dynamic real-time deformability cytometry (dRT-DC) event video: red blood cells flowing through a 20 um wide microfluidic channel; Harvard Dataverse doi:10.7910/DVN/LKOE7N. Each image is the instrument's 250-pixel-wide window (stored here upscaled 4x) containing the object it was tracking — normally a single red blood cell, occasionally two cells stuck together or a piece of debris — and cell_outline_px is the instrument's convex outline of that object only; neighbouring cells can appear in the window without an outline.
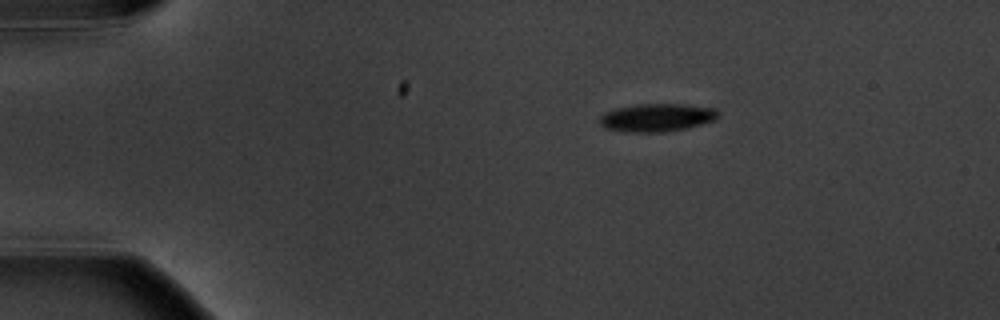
{"species": "common noctule bat (a hibernating species)", "species_latin": "Nyctalus noctula", "temperature_condition": "warm", "stored_images_in_passage": 4, "camera_frame_rate_fps": 3000, "um_per_image_px": 0.085, "animal": {"sex": "male", "body_mass_g": 20.1, "forearm_length_mm": 53.5}, "frame": {"image": 1, "passage_image": 1, "time_ms": 0.0, "image_size_px": [1000, 320], "cell_outline_px": [[716, 120], [684, 128], [664, 132], [628, 132], [608, 128], [600, 124], [600, 116], [604, 112], [616, 108], [636, 104], [684, 104], [716, 108]], "centroid_in_image_um": [55.81, 9.98], "position_along_channel_um": 29.2, "area_um2": 19.13}}
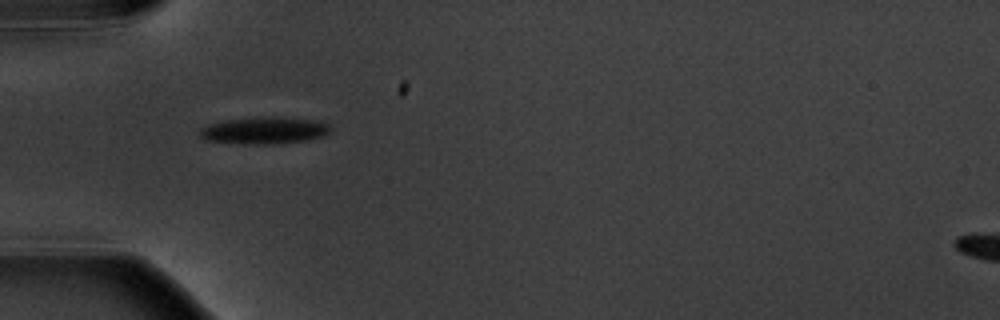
{"frame": {"image": 2, "passage_image": 3, "time_ms": 2.667, "image_size_px": [1000, 320], "cell_outline_px": [[332, 128], [324, 136], [308, 140], [268, 144], [244, 144], [204, 140], [200, 136], [200, 128], [208, 124], [224, 120], [260, 116], [276, 116], [320, 120], [328, 124]], "centroid_in_image_um": [22.48, 11.07], "position_along_channel_um": 62.5, "area_um2": 20.92}}